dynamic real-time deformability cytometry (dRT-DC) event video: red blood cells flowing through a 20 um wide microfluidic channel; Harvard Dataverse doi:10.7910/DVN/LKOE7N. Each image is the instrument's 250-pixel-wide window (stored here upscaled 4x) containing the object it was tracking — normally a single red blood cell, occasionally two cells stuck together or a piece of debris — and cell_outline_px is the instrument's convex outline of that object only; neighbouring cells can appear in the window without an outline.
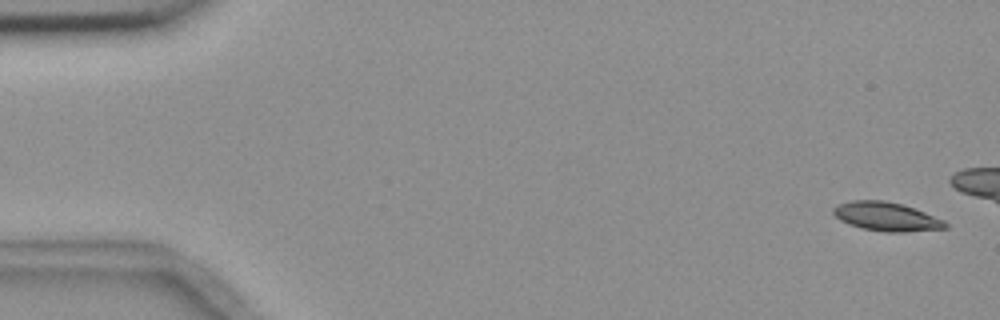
{"species": "common noctule bat (a hibernating species)", "species_latin": "Nyctalus noctula", "temperature_condition": "room temperature", "stored_images_in_passage": 6, "camera_frame_rate_fps": 3000, "um_per_image_px": 0.085, "animal": {"sex": "female", "body_mass_g": 18.4}, "frame": {"image": 1, "passage_image": 1, "time_ms": 0.0, "image_size_px": [1000, 320], "cell_outline_px": [[948, 228], [904, 232], [884, 232], [864, 228], [840, 220], [832, 212], [832, 208], [840, 204], [852, 200], [884, 200], [900, 204], [924, 212], [944, 220], [948, 224]], "centroid_in_image_um": [75.36, 18.41], "position_along_channel_um": 9.6, "area_um2": 18.5}}